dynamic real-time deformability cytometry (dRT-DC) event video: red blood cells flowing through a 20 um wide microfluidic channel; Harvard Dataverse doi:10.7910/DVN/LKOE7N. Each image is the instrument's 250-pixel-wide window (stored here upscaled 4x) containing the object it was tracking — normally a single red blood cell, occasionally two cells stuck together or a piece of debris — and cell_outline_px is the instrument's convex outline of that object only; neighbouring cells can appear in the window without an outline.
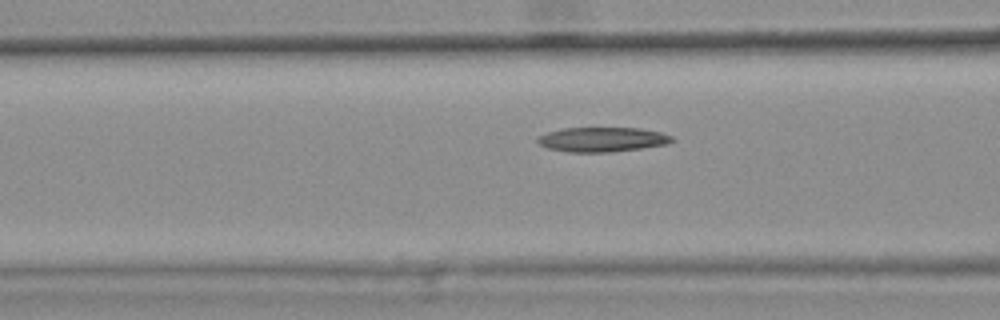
{"species": "common noctule bat (a hibernating species)", "species_latin": "Nyctalus noctula", "temperature_condition": "warm", "stored_images_in_passage": 20, "camera_frame_rate_fps": 3000, "um_per_image_px": 0.085, "animal": {"sex": "female", "body_mass_g": 25.1}, "frame": {"image": 1, "passage_image": 17, "time_ms": 5.333, "image_size_px": [1000, 320], "cell_outline_px": [[676, 140], [668, 144], [640, 148], [608, 152], [568, 152], [548, 148], [540, 144], [536, 140], [536, 136], [548, 132], [564, 128], [640, 128], [660, 132], [672, 136]], "centroid_in_image_um": [51.19, 11.85], "position_along_channel_um": 115.4, "area_um2": 19.25}}